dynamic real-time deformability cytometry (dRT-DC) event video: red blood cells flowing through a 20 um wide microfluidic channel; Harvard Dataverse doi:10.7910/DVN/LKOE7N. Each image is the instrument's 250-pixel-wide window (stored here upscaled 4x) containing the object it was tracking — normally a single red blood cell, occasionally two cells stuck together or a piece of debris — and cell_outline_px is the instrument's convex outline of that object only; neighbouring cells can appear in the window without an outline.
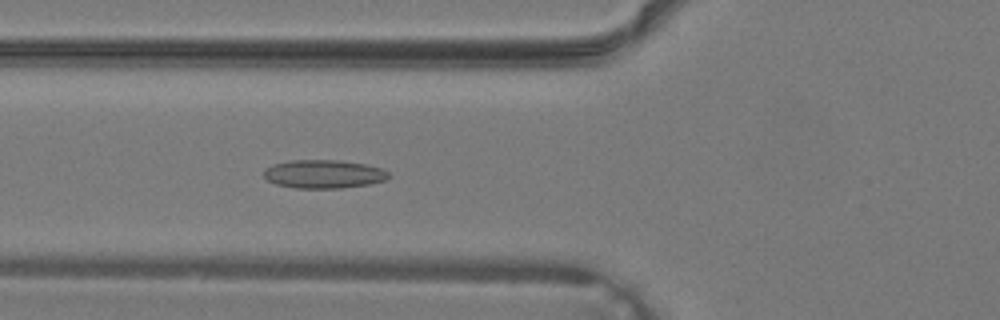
{"species": "common noctule bat (a hibernating species)", "species_latin": "Nyctalus noctula", "temperature_condition": "warm", "stored_images_in_passage": 40, "camera_frame_rate_fps": 3000, "um_per_image_px": 0.085, "animal": {"sex": "male", "body_mass_g": 19.2, "forearm_length_mm": 51.8}, "frame": {"image": 1, "passage_image": 16, "time_ms": 5.0, "image_size_px": [1000, 320], "cell_outline_px": [[392, 176], [384, 180], [368, 184], [340, 188], [296, 188], [276, 184], [268, 180], [264, 176], [264, 168], [272, 164], [288, 160], [340, 160], [368, 164], [380, 168], [388, 172]], "centroid_in_image_um": [27.5, 14.78], "position_along_channel_um": 98.3, "area_um2": 20.81}}
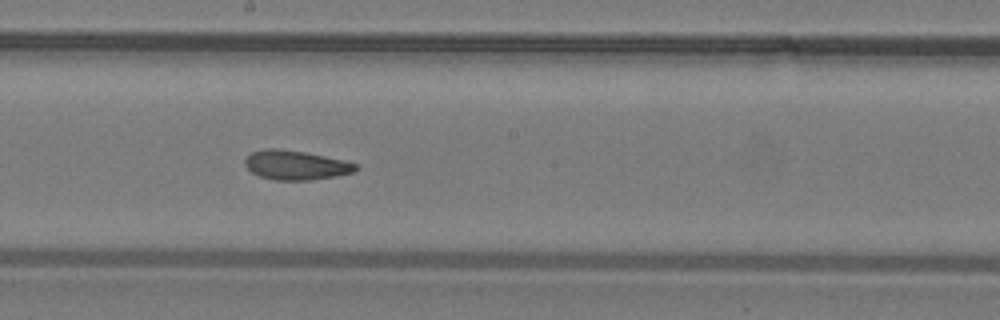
{"frame": {"image": 2, "passage_image": 23, "time_ms": 7.333, "image_size_px": [1000, 320], "cell_outline_px": [[360, 168], [352, 172], [336, 176], [312, 180], [272, 180], [260, 176], [252, 172], [244, 164], [244, 160], [252, 152], [264, 148], [276, 148], [304, 152], [344, 160], [356, 164]], "centroid_in_image_um": [25.13, 14.04], "position_along_channel_um": 223.1, "area_um2": 18.9}}
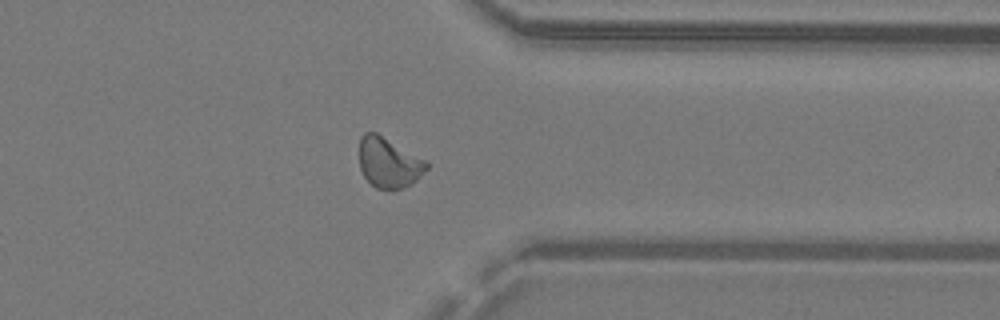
{"frame": {"image": 3, "passage_image": 32, "time_ms": 10.333, "image_size_px": [1000, 320], "cell_outline_px": [[428, 168], [416, 180], [404, 188], [392, 192], [376, 188], [364, 176], [360, 168], [360, 136], [364, 132], [376, 132], [424, 160], [428, 164]], "centroid_in_image_um": [33.02, 13.86], "position_along_channel_um": 378.4, "area_um2": 19.59}}